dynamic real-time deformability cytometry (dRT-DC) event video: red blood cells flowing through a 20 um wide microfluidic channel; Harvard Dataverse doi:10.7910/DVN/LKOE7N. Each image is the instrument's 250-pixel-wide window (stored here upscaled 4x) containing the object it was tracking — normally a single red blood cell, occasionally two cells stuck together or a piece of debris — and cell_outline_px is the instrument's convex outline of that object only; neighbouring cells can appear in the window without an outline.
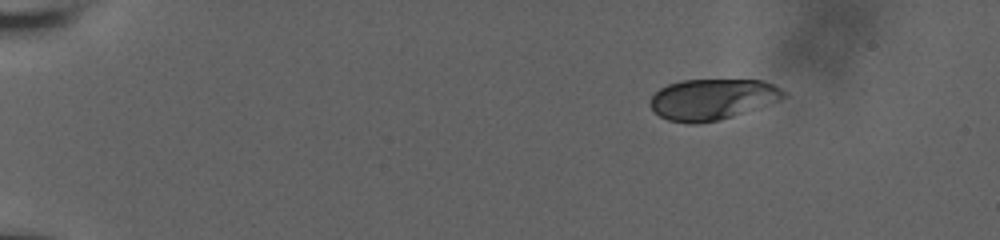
{"species": "human", "species_latin": "Homo sapiens", "temperature_condition": "room temperature", "stored_images_in_passage": 49, "camera_frame_rate_fps": 3000, "um_per_image_px": 0.085, "donor": {"sex": "male"}, "frame": {"image": 1, "passage_image": 1, "time_ms": 0.0, "image_size_px": [1000, 240], "cell_outline_px": [[788, 96], [732, 116], [716, 120], [696, 124], [688, 124], [668, 120], [660, 116], [648, 104], [652, 96], [660, 88], [668, 84], [684, 80], [764, 80], [788, 92]], "centroid_in_image_um": [60.52, 8.43], "position_along_channel_um": 24.5, "area_um2": 31.5}}
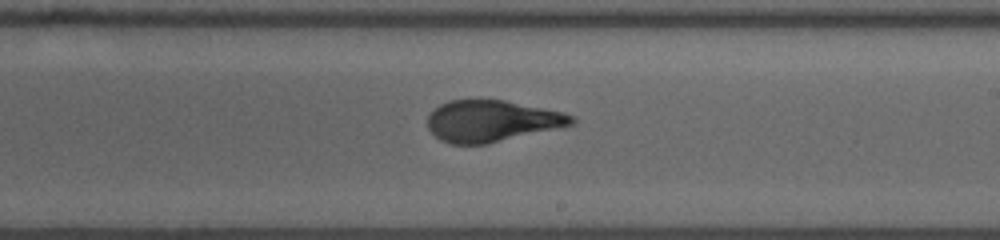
{"frame": {"image": 2, "passage_image": 28, "time_ms": 9.0, "image_size_px": [1000, 240], "cell_outline_px": [[576, 124], [488, 144], [452, 144], [440, 140], [428, 128], [428, 116], [440, 104], [448, 100], [480, 96], [504, 100], [564, 112], [576, 116]], "centroid_in_image_um": [41.81, 10.24], "position_along_channel_um": 247.2, "area_um2": 35.66}}
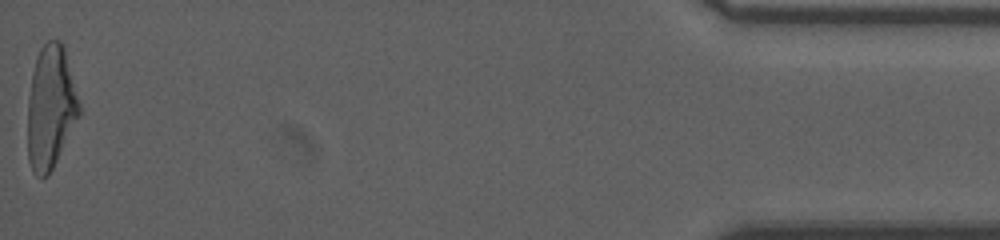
{"frame": {"image": 3, "passage_image": 49, "time_ms": 16.0, "image_size_px": [1000, 240], "cell_outline_px": [[80, 116], [48, 176], [36, 176], [32, 172], [28, 160], [28, 100], [32, 72], [36, 56], [40, 48], [48, 40], [60, 40], [64, 44], [80, 104]], "centroid_in_image_um": [4.31, 9.1], "position_along_channel_um": 430.9, "area_um2": 37.22}, "authors_computed_cell_mechanics": {"area_um2": 35.3736, "velocity_mm_per_s": 3.83, "shape_relaxation_time_tau1_ms": 5.3363, "shape_relaxation_time_tau2_ms": 0.6032, "deformation_change_tau1": 0.186, "deformation_change_tau2": 0.0507}}